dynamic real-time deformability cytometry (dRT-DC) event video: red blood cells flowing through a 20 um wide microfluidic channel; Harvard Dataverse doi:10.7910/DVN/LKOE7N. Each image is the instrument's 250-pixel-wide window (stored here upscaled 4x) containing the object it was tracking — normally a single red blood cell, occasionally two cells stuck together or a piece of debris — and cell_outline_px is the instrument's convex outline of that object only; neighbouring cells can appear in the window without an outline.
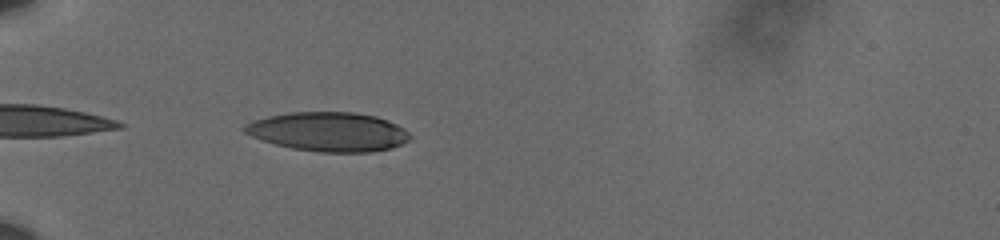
{"species": "human", "species_latin": "Homo sapiens", "temperature_condition": "cold", "stored_images_in_passage": 27, "camera_frame_rate_fps": 3000, "um_per_image_px": 0.085, "donor": {"sex": "male"}, "frame": {"image": 1, "passage_image": 2, "time_ms": 0.333, "image_size_px": [1000, 240], "cell_outline_px": [[412, 136], [408, 140], [400, 144], [388, 148], [372, 152], [320, 152], [292, 148], [276, 144], [252, 136], [244, 132], [240, 128], [244, 124], [252, 120], [268, 116], [288, 112], [352, 112], [376, 116], [396, 124], [404, 128]], "centroid_in_image_um": [27.89, 11.19], "position_along_channel_um": 57.1, "area_um2": 37.69}}
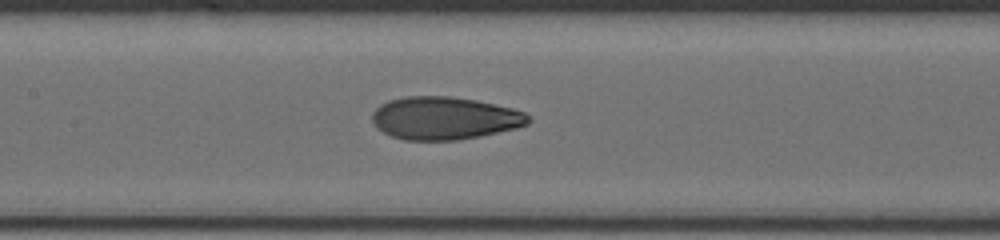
{"frame": {"image": 2, "passage_image": 13, "time_ms": 4.0, "image_size_px": [1000, 240], "cell_outline_px": [[532, 120], [528, 124], [516, 128], [480, 136], [456, 140], [404, 140], [392, 136], [376, 128], [372, 120], [372, 112], [380, 104], [388, 100], [404, 96], [452, 96], [476, 100], [512, 108], [524, 112]], "centroid_in_image_um": [37.76, 10.04], "position_along_channel_um": 169.6, "area_um2": 39.07}}
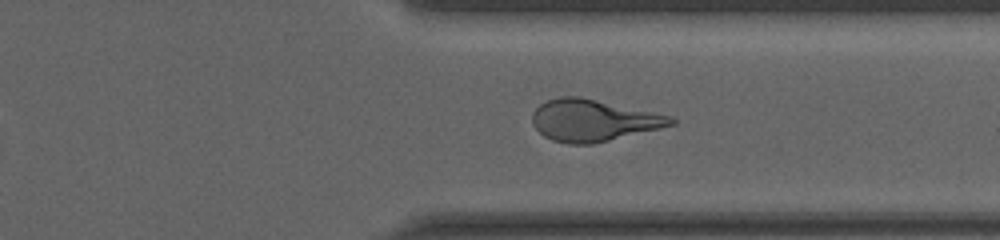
{"frame": {"image": 3, "passage_image": 25, "time_ms": 8.0, "image_size_px": [1000, 240], "cell_outline_px": [[676, 124], [660, 128], [592, 144], [568, 144], [552, 140], [544, 136], [532, 124], [532, 112], [540, 104], [548, 100], [560, 96], [580, 96], [672, 116], [676, 120]], "centroid_in_image_um": [50.41, 10.22], "position_along_channel_um": 361.0, "area_um2": 33.64}}